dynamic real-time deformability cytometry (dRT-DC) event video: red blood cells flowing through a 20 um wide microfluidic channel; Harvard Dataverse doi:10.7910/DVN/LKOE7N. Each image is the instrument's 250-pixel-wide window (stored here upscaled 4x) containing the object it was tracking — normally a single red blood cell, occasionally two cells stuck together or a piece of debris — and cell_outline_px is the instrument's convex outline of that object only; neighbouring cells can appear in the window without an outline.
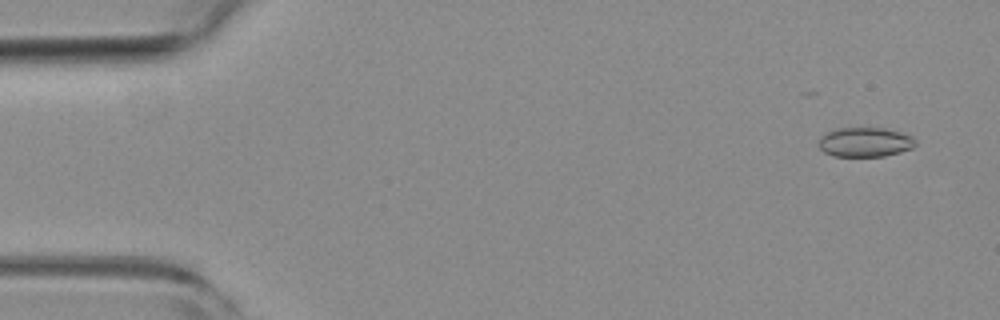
{"species": "common noctule bat (a hibernating species)", "species_latin": "Nyctalus noctula", "temperature_condition": "room temperature", "stored_images_in_passage": 52, "camera_frame_rate_fps": 3000, "um_per_image_px": 0.085, "animal": {"sex": "female", "body_mass_g": 19.3, "forearm_length_mm": 54.1}, "frame": {"image": 1, "passage_image": 3, "time_ms": 0.667, "image_size_px": [1000, 320], "cell_outline_px": [[916, 144], [912, 148], [900, 152], [884, 156], [832, 156], [824, 152], [820, 148], [820, 136], [828, 132], [840, 128], [884, 128], [900, 132], [912, 136], [916, 140]], "centroid_in_image_um": [73.55, 12.08], "position_along_channel_um": 11.5, "area_um2": 16.53}}
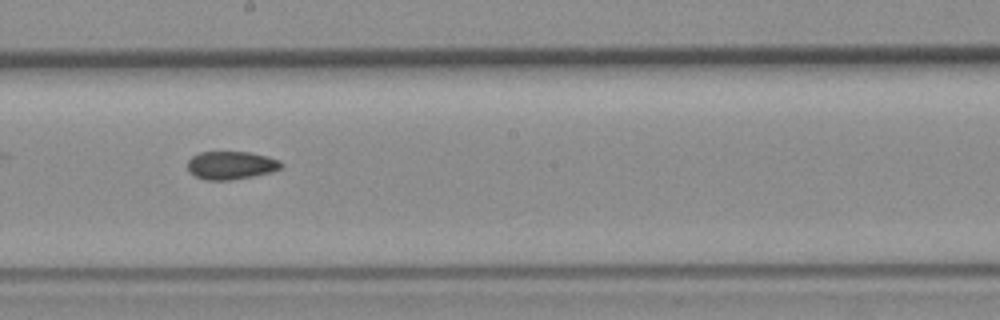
{"frame": {"image": 2, "passage_image": 30, "time_ms": 9.667, "image_size_px": [1000, 320], "cell_outline_px": [[284, 164], [280, 168], [272, 172], [252, 176], [228, 180], [204, 180], [188, 172], [188, 160], [192, 156], [200, 152], [248, 152], [268, 156], [280, 160]], "centroid_in_image_um": [19.64, 14.04], "position_along_channel_um": 228.6, "area_um2": 15.37}}
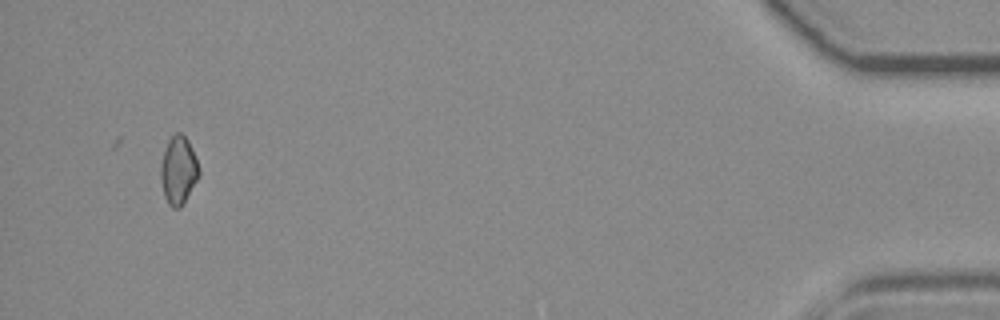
{"frame": {"image": 3, "passage_image": 52, "time_ms": 17.0, "image_size_px": [1000, 320], "cell_outline_px": [[200, 176], [180, 208], [172, 208], [168, 204], [164, 196], [160, 176], [160, 168], [164, 152], [168, 140], [176, 132], [180, 132], [188, 140], [192, 148], [200, 168]], "centroid_in_image_um": [15.18, 14.48], "position_along_channel_um": 420.0, "area_um2": 15.2}, "authors_computed_cell_mechanics": {"area_um2": 15.8083, "velocity_mm_per_s": 3.746, "shape_relaxation_time_tau1_ms": null, "shape_relaxation_time_tau2_ms": 3.6028, "deformation_change_tau1": null, "deformation_change_tau2": 0.0643}}